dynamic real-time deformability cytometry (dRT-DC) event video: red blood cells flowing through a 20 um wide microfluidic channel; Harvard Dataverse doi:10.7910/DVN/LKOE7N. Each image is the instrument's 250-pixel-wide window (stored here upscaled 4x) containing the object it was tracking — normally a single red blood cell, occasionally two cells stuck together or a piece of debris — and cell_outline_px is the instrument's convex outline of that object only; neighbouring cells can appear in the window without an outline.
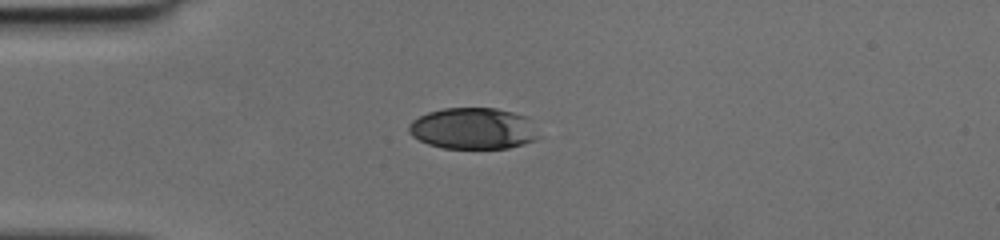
{"species": "human", "species_latin": "Homo sapiens", "temperature_condition": "cold", "stored_images_in_passage": 37, "camera_frame_rate_fps": 3000, "um_per_image_px": 0.085, "donor": {"sex": "female"}, "frame": {"image": 1, "passage_image": 1, "time_ms": 0.0, "image_size_px": [1000, 240], "cell_outline_px": [[540, 136], [536, 140], [524, 144], [508, 148], [444, 148], [428, 144], [412, 136], [408, 132], [408, 124], [412, 120], [428, 112], [444, 108], [496, 108], [512, 112], [524, 116]], "centroid_in_image_um": [40.18, 10.93], "position_along_channel_um": 44.8, "area_um2": 31.15}}
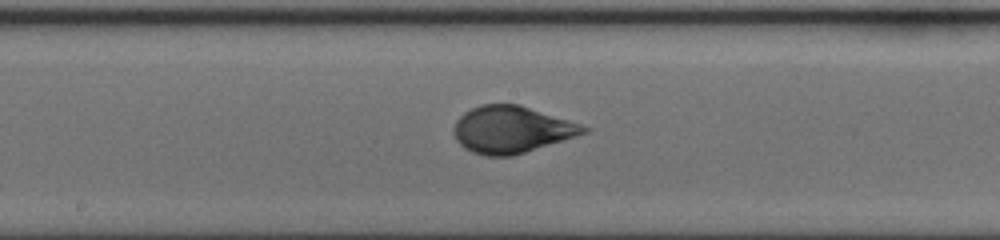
{"frame": {"image": 2, "passage_image": 14, "time_ms": 4.333, "image_size_px": [1000, 240], "cell_outline_px": [[592, 128], [588, 132], [512, 156], [484, 156], [472, 152], [464, 148], [456, 140], [452, 132], [452, 128], [456, 120], [464, 112], [480, 104], [520, 104]], "centroid_in_image_um": [43.44, 11.01], "position_along_channel_um": 204.8, "area_um2": 35.49}}
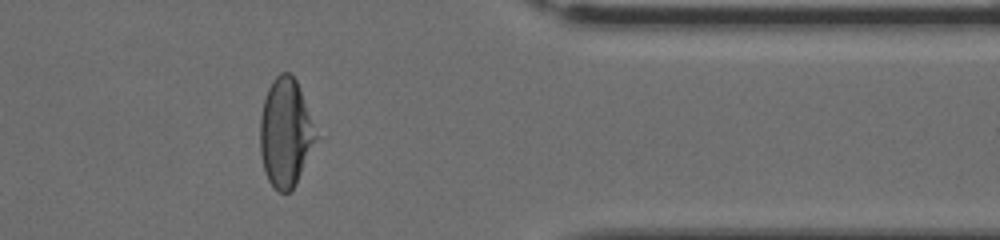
{"frame": {"image": 3, "passage_image": 28, "time_ms": 9.0, "image_size_px": [1000, 240], "cell_outline_px": [[316, 140], [296, 184], [288, 192], [280, 192], [268, 180], [264, 172], [260, 152], [260, 116], [264, 100], [268, 88], [272, 80], [280, 72], [292, 72], [296, 80], [316, 136]], "centroid_in_image_um": [24.22, 11.28], "position_along_channel_um": 387.2, "area_um2": 34.56}}